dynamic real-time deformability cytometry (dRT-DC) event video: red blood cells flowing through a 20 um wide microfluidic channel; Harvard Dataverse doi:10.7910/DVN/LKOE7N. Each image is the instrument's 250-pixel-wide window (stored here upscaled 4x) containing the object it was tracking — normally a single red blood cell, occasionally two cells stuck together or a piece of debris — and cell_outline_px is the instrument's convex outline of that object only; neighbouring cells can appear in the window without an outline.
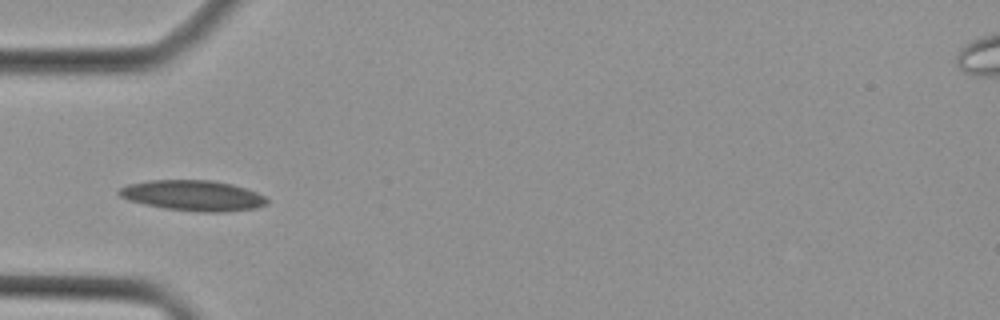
{"species": "Egyptian fruit bat (a non-hibernating species)", "species_latin": "Rousettus aegyptiacus", "temperature_condition": "cold", "stored_images_in_passage": 38, "camera_frame_rate_fps": 3000, "um_per_image_px": 0.085, "animal": {"sex": "female"}, "frame": {"image": 1, "passage_image": 11, "time_ms": 3.333, "image_size_px": [1000, 320], "cell_outline_px": [[268, 204], [256, 208], [224, 212], [200, 212], [164, 208], [144, 204], [128, 200], [120, 196], [116, 192], [120, 188], [128, 184], [148, 180], [212, 180], [232, 184], [256, 192], [264, 196], [268, 200]], "centroid_in_image_um": [16.4, 16.62], "position_along_channel_um": 68.6, "area_um2": 26.36}}
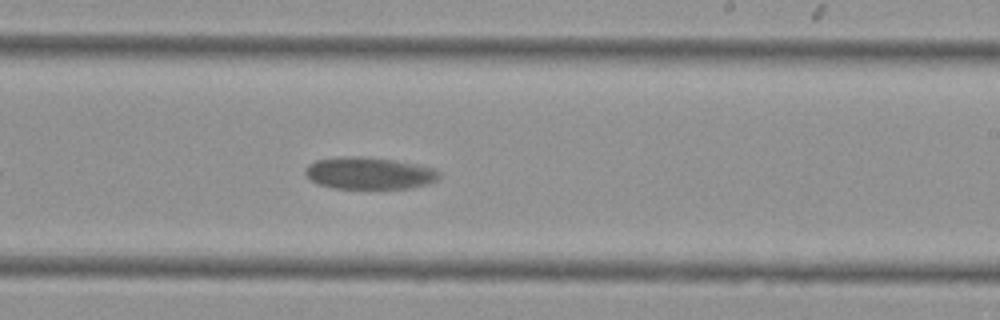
{"frame": {"image": 2, "passage_image": 24, "time_ms": 7.667, "image_size_px": [1000, 320], "cell_outline_px": [[440, 176], [436, 180], [428, 184], [408, 188], [332, 188], [320, 184], [312, 180], [304, 172], [304, 168], [308, 164], [316, 160], [344, 156], [364, 156], [396, 160], [416, 164], [432, 168], [440, 172]], "centroid_in_image_um": [31.37, 14.71], "position_along_channel_um": 257.6, "area_um2": 24.97}}
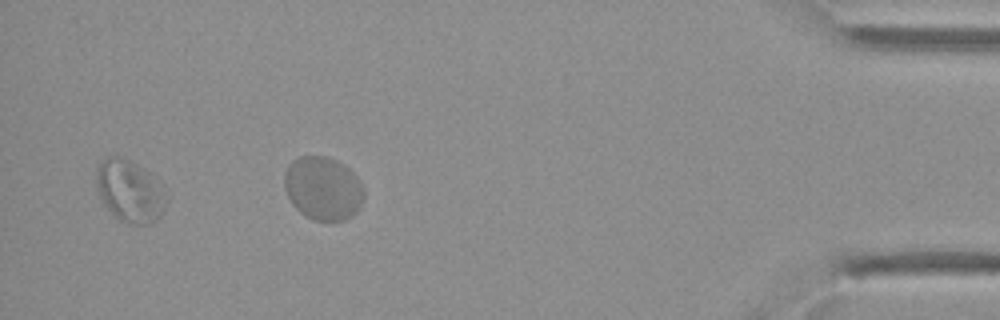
{"frame": {"image": 3, "passage_image": 38, "time_ms": 12.333, "image_size_px": [1000, 320], "cell_outline_px": [[364, 200], [360, 208], [348, 220], [316, 220], [300, 212], [292, 204], [284, 188], [284, 172], [288, 164], [296, 156], [328, 156], [344, 164], [360, 180], [364, 188]], "centroid_in_image_um": [27.46, 15.99], "position_along_channel_um": 407.7, "area_um2": 29.77}}